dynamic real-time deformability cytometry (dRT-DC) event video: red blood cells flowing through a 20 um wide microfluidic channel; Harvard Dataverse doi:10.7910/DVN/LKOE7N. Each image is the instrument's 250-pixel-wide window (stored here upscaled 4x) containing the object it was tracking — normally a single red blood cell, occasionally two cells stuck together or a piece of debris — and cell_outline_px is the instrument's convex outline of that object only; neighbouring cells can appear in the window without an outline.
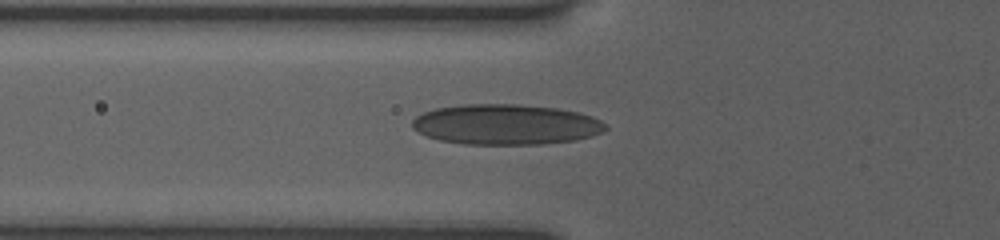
{"species": "human", "species_latin": "Homo sapiens", "temperature_condition": "room temperature", "stored_images_in_passage": 3, "camera_frame_rate_fps": 3000, "um_per_image_px": 0.085, "donor": {"sex": "female"}, "frame": {"image": 1, "passage_image": 3, "time_ms": 1.333, "image_size_px": [1000, 240], "cell_outline_px": [[608, 128], [592, 136], [576, 140], [540, 144], [464, 144], [440, 140], [428, 136], [412, 128], [412, 120], [416, 116], [424, 112], [436, 108], [464, 104], [516, 104], [556, 108], [580, 112], [592, 116], [600, 120]], "centroid_in_image_um": [43.0, 10.57], "position_along_channel_um": 82.8, "area_um2": 45.43}}